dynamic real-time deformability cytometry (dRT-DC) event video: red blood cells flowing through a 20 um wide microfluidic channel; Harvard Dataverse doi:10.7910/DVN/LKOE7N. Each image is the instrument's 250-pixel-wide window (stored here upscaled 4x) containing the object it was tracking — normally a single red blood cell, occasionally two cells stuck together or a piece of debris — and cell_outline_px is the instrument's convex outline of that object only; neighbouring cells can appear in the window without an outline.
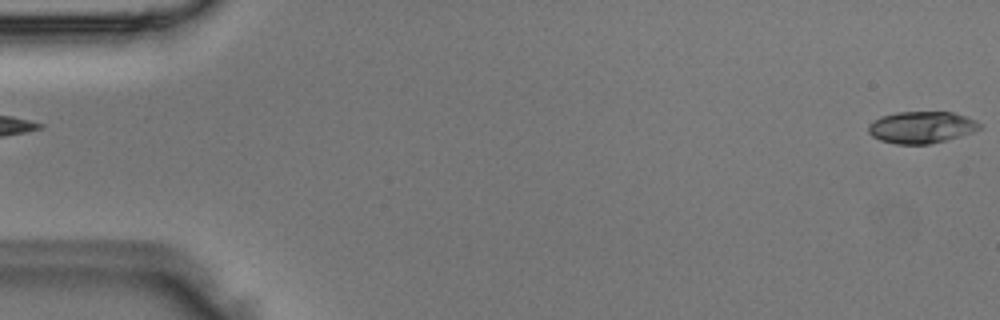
{"species": "Egyptian fruit bat (a non-hibernating species)", "species_latin": "Rousettus aegyptiacus", "temperature_condition": "room temperature", "stored_images_in_passage": 4, "camera_frame_rate_fps": 3000, "um_per_image_px": 0.085, "animal": {"sex": "male"}, "frame": {"image": 1, "passage_image": 4, "time_ms": 1.0, "image_size_px": [1000, 320], "cell_outline_px": [[980, 128], [972, 132], [944, 140], [928, 144], [896, 144], [880, 140], [872, 136], [868, 132], [868, 124], [872, 120], [880, 116], [896, 112], [952, 112], [976, 120], [980, 124]], "centroid_in_image_um": [78.26, 10.81], "position_along_channel_um": 6.7, "area_um2": 20.52}}